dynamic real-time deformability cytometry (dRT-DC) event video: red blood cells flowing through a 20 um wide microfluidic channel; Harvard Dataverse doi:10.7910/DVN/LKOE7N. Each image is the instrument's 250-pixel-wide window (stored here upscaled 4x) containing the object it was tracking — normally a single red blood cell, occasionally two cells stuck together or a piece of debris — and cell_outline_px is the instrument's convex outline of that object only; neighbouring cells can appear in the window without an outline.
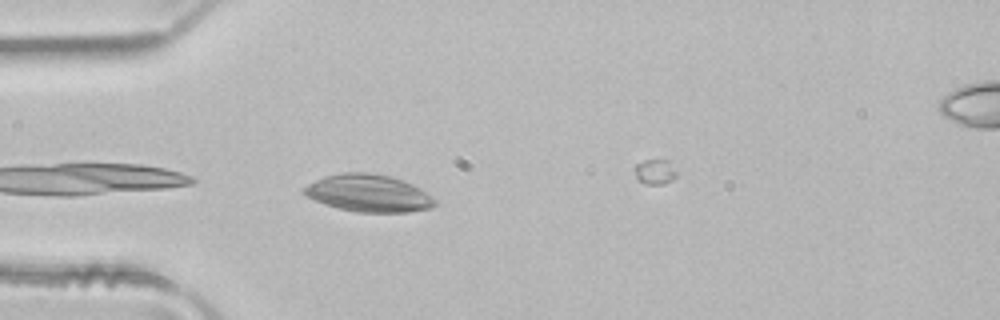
{"species": "common noctule bat (a hibernating species)", "species_latin": "Nyctalus noctula", "temperature_condition": "room temperature", "stored_images_in_passage": 4, "camera_frame_rate_fps": 3000, "um_per_image_px": 0.085, "animal": {"sex": "male", "body_mass_g": 21.5, "forearm_length_mm": 52.0}, "frame": {"image": 1, "passage_image": 3, "time_ms": 0.667, "image_size_px": [1000, 320], "cell_outline_px": [[436, 204], [432, 208], [408, 212], [356, 212], [336, 208], [324, 204], [304, 196], [300, 192], [300, 188], [324, 176], [344, 172], [368, 172], [392, 176], [412, 184], [420, 188], [436, 200]], "centroid_in_image_um": [31.28, 16.42], "position_along_channel_um": 53.7, "area_um2": 28.84}}